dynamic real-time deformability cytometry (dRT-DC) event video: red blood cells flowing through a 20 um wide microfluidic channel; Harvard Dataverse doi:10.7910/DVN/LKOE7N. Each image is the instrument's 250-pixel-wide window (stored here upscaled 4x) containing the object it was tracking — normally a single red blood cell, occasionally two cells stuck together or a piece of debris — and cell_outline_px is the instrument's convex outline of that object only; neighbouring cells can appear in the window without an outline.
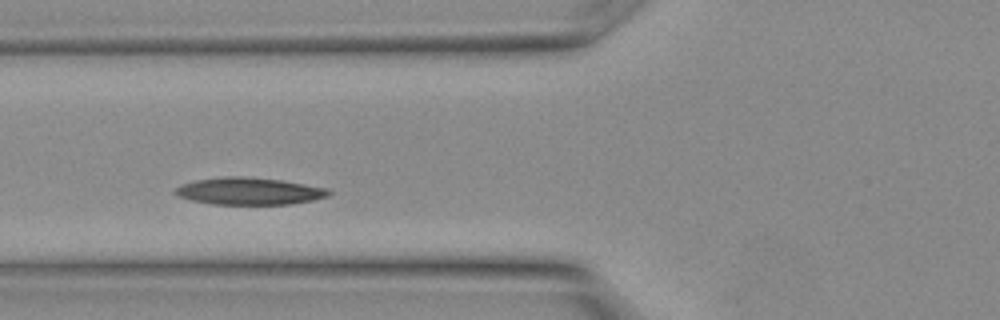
{"species": "Egyptian fruit bat (a non-hibernating species)", "species_latin": "Rousettus aegyptiacus", "temperature_condition": "warm", "stored_images_in_passage": 14, "camera_frame_rate_fps": 3000, "um_per_image_px": 0.085, "animal": {"sex": "female"}, "frame": {"image": 1, "passage_image": 5, "time_ms": 1.333, "image_size_px": [1000, 320], "cell_outline_px": [[332, 192], [328, 196], [312, 200], [292, 204], [212, 204], [192, 200], [176, 196], [172, 192], [180, 184], [196, 180], [220, 176], [240, 176], [280, 180], [304, 184], [324, 188]], "centroid_in_image_um": [21.11, 16.24], "position_along_channel_um": 104.7, "area_um2": 24.22}}
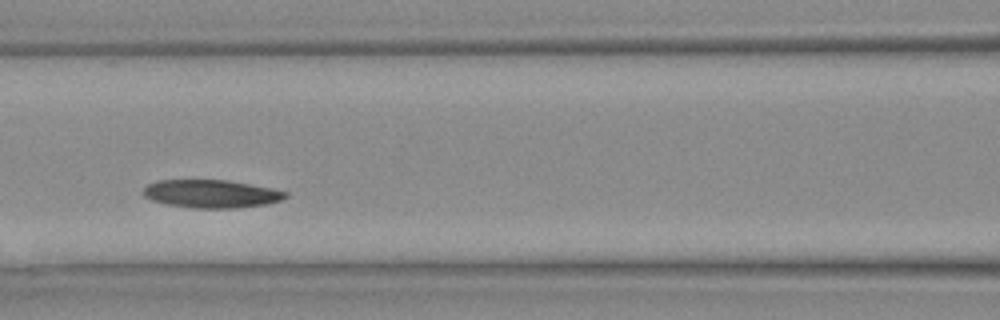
{"frame": {"image": 2, "passage_image": 7, "time_ms": 2.0, "image_size_px": [1000, 320], "cell_outline_px": [[288, 196], [280, 200], [268, 204], [236, 208], [192, 208], [168, 204], [152, 200], [144, 196], [144, 188], [148, 184], [156, 180], [224, 180], [248, 184], [288, 192]], "centroid_in_image_um": [17.94, 16.48], "position_along_channel_um": 148.7, "area_um2": 23.0}}